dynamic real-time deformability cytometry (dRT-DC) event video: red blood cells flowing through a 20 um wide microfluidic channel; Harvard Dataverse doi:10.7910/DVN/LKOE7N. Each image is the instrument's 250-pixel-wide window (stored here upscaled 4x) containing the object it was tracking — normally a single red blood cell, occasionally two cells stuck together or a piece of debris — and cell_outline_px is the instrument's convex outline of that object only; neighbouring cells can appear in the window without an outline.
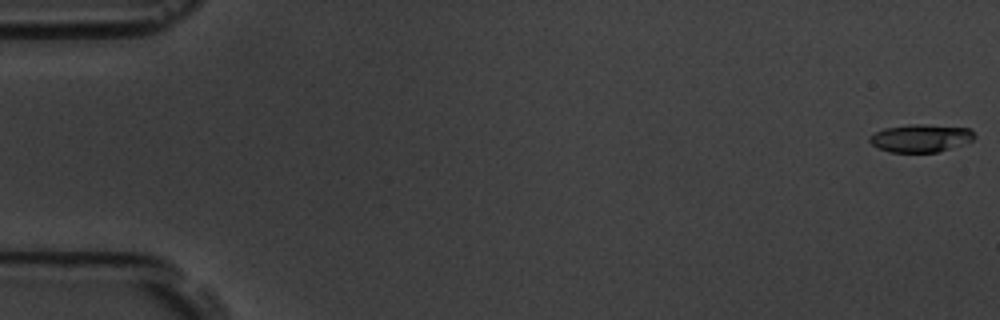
{"species": "common noctule bat (a hibernating species)", "species_latin": "Nyctalus noctula", "temperature_condition": "room temperature", "stored_images_in_passage": 6, "segment_of_instrument_passage": [1, 2], "camera_frame_rate_fps": 3000, "um_per_image_px": 0.085, "animal": {"sex": "male", "body_mass_g": 19.5, "forearm_length_mm": 54.6}, "frame": {"image": 1, "passage_image": 1, "time_ms": 0.0, "image_size_px": [1000, 320], "cell_outline_px": [[976, 136], [972, 140], [936, 152], [888, 152], [872, 144], [868, 140], [868, 136], [884, 128], [912, 124], [924, 124], [968, 128]], "centroid_in_image_um": [78.2, 11.73], "position_along_channel_um": 6.8, "area_um2": 16.7}}